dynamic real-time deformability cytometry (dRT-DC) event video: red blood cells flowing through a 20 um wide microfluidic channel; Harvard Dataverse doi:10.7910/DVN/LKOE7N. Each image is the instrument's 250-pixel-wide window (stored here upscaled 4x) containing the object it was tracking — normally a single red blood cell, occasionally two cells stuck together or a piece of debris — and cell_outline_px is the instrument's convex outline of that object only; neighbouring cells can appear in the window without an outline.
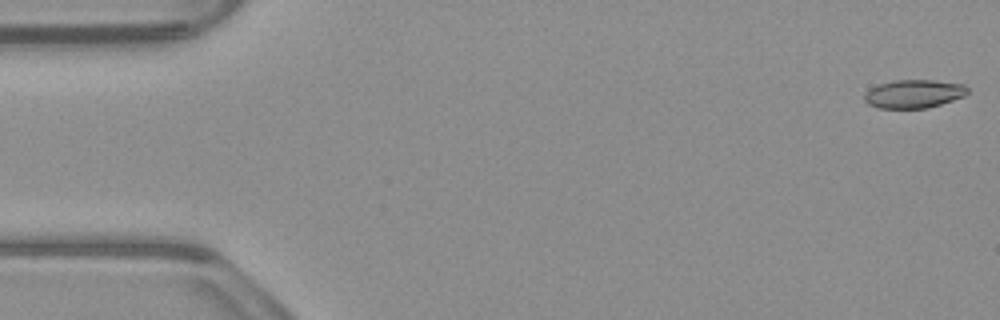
{"species": "common noctule bat (a hibernating species)", "species_latin": "Nyctalus noctula", "temperature_condition": "warm", "stored_images_in_passage": 53, "camera_frame_rate_fps": 3000, "um_per_image_px": 0.085, "animal": {"sex": "male", "body_mass_g": 23.1, "forearm_length_mm": 52.7}, "frame": {"image": 1, "passage_image": 1, "time_ms": 0.0, "image_size_px": [1000, 320], "cell_outline_px": [[968, 92], [964, 96], [928, 108], [876, 108], [868, 104], [864, 100], [864, 92], [880, 84], [896, 80], [932, 80], [964, 84], [968, 88]], "centroid_in_image_um": [77.66, 7.98], "position_along_channel_um": 7.3, "area_um2": 16.99}}
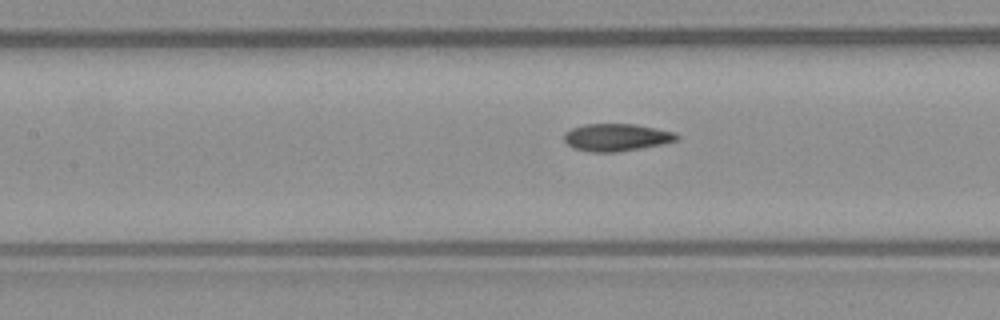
{"frame": {"image": 2, "passage_image": 23, "time_ms": 7.333, "image_size_px": [1000, 320], "cell_outline_px": [[680, 136], [676, 140], [660, 144], [640, 148], [616, 152], [592, 152], [572, 148], [564, 140], [564, 132], [572, 128], [584, 124], [632, 124], [656, 128], [676, 132]], "centroid_in_image_um": [52.37, 11.67], "position_along_channel_um": 155.0, "area_um2": 17.92}}
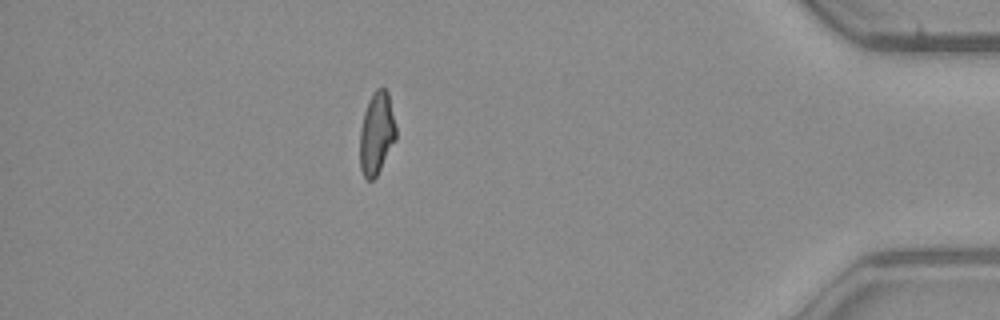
{"frame": {"image": 3, "passage_image": 46, "time_ms": 15.0, "image_size_px": [1000, 320], "cell_outline_px": [[396, 140], [376, 176], [372, 180], [368, 180], [364, 176], [360, 168], [360, 128], [364, 112], [368, 100], [372, 92], [376, 88], [384, 88], [388, 92], [396, 128]], "centroid_in_image_um": [32.0, 11.31], "position_along_channel_um": 403.2, "area_um2": 17.34}, "authors_computed_cell_mechanics": {"area_um2": 17.8024, "velocity_mm_per_s": 3.9132, "shape_relaxation_time_tau1_ms": 7.8583, "shape_relaxation_time_tau2_ms": 3.0122, "deformation_change_tau1": 0.2018, "deformation_change_tau2": 0.0976}}